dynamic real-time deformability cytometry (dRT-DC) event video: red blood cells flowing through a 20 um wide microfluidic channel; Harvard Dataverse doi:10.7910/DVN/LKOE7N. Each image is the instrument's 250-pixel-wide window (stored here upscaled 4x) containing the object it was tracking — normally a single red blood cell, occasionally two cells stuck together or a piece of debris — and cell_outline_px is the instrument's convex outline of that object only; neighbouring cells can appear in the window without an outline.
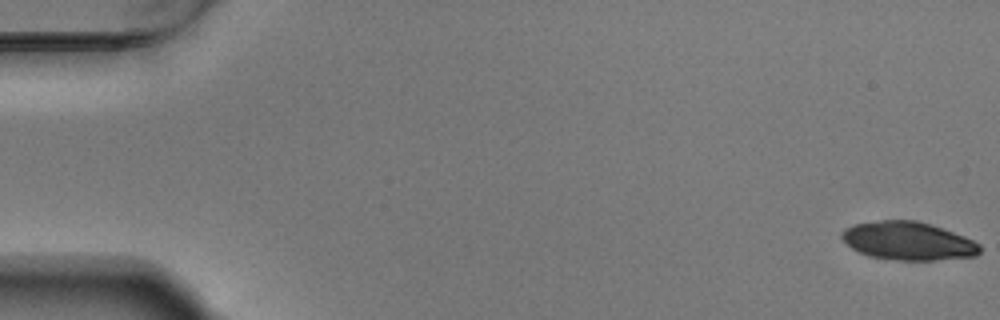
{"species": "Egyptian fruit bat (a non-hibernating species)", "species_latin": "Rousettus aegyptiacus", "temperature_condition": "warm", "stored_images_in_passage": 18, "camera_frame_rate_fps": 3000, "um_per_image_px": 0.085, "animal": {"sex": "male"}, "frame": {"image": 1, "passage_image": 1, "time_ms": 0.0, "image_size_px": [1000, 320], "cell_outline_px": [[980, 252], [976, 256], [936, 260], [896, 260], [872, 256], [860, 252], [852, 248], [840, 240], [840, 232], [844, 228], [852, 224], [880, 220], [916, 220], [964, 236], [980, 244]], "centroid_in_image_um": [77.14, 20.48], "position_along_channel_um": 7.9, "area_um2": 30.75}}
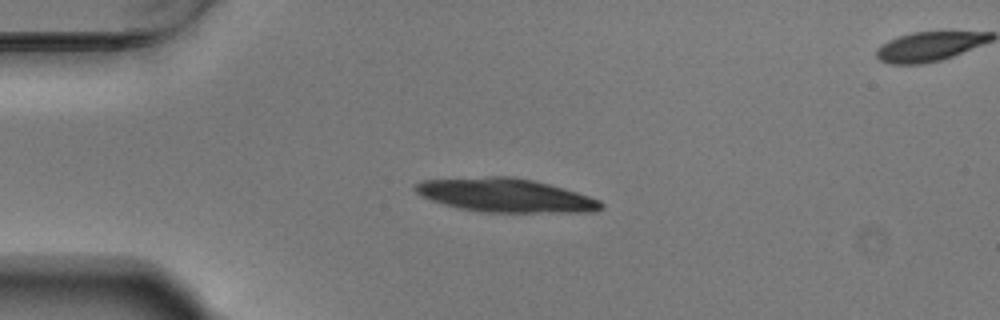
{"frame": {"image": 2, "passage_image": 14, "time_ms": 4.333, "image_size_px": [1000, 320], "cell_outline_px": [[604, 208], [596, 212], [484, 212], [460, 208], [444, 204], [432, 200], [416, 192], [412, 188], [420, 180], [488, 176], [512, 176], [532, 180], [564, 188], [600, 200], [604, 204]], "centroid_in_image_um": [42.99, 16.6], "position_along_channel_um": 42.0, "area_um2": 36.41}}